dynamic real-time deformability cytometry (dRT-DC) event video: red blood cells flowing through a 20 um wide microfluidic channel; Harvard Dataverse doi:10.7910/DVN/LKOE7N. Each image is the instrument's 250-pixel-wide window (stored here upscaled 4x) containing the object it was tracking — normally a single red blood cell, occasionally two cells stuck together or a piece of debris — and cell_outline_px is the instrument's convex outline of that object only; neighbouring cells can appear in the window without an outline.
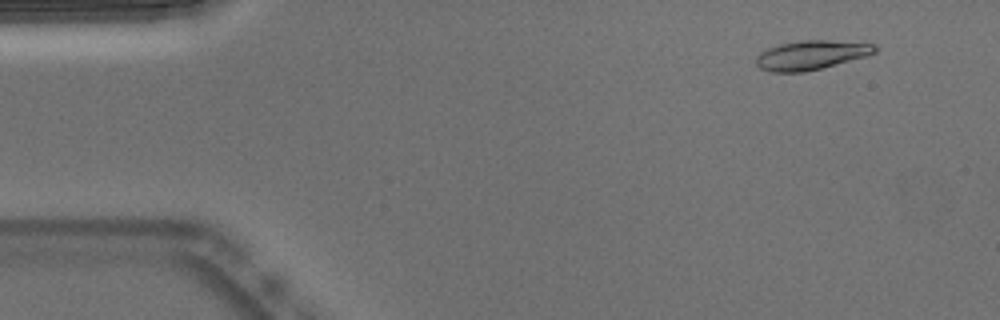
{"species": "Egyptian fruit bat (a non-hibernating species)", "species_latin": "Rousettus aegyptiacus", "temperature_condition": "warm", "stored_images_in_passage": 52, "camera_frame_rate_fps": 3000, "um_per_image_px": 0.085, "animal": {"sex": "male"}, "frame": {"image": 1, "passage_image": 5, "time_ms": 1.333, "image_size_px": [1000, 320], "cell_outline_px": [[876, 52], [868, 56], [804, 72], [772, 72], [760, 68], [756, 64], [756, 56], [760, 52], [768, 48], [780, 44], [800, 40], [828, 40], [876, 44]], "centroid_in_image_um": [68.94, 4.67], "position_along_channel_um": 16.1, "area_um2": 20.17}}
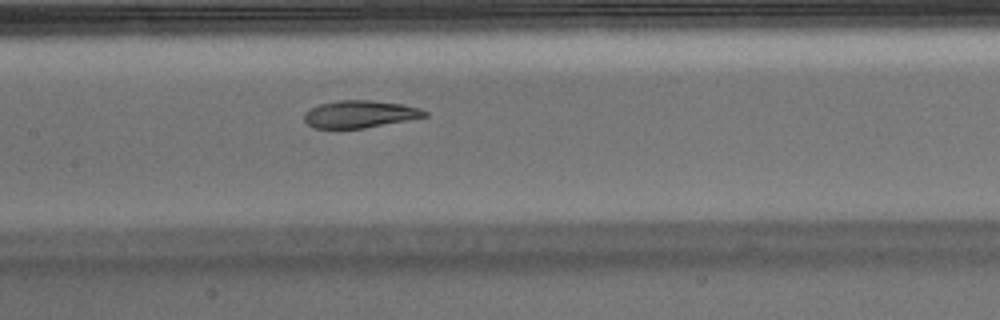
{"frame": {"image": 2, "passage_image": 25, "time_ms": 8.0, "image_size_px": [1000, 320], "cell_outline_px": [[428, 116], [364, 128], [312, 128], [304, 120], [304, 112], [320, 104], [336, 100], [372, 100], [404, 104], [420, 108], [428, 112]], "centroid_in_image_um": [30.59, 9.69], "position_along_channel_um": 176.8, "area_um2": 19.19}}
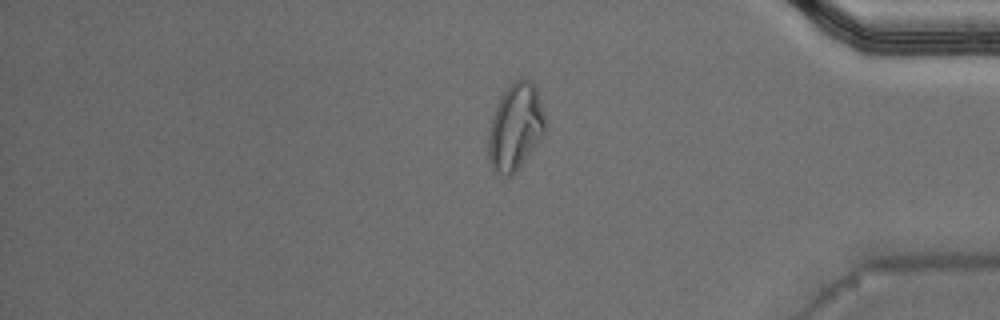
{"frame": {"image": 3, "passage_image": 44, "time_ms": 14.333, "image_size_px": [1000, 320], "cell_outline_px": [[544, 132], [540, 140], [516, 172], [512, 176], [500, 176], [492, 168], [488, 160], [488, 132], [492, 116], [504, 92], [520, 76], [524, 76], [532, 80], [536, 88], [544, 116]], "centroid_in_image_um": [43.79, 10.82], "position_along_channel_um": 391.4, "area_um2": 28.61}}